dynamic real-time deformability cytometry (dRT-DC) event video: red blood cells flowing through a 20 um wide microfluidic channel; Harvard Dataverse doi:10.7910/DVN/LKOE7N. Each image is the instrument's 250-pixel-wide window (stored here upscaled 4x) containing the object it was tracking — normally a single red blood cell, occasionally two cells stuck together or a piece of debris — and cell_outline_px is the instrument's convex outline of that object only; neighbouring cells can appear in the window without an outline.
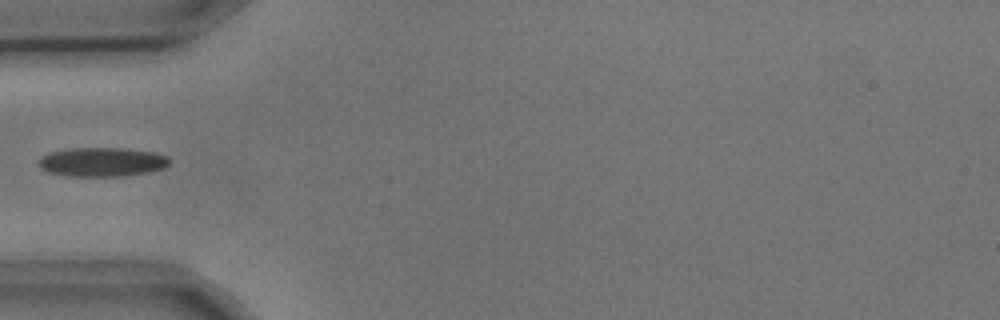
{"species": "common noctule bat (a hibernating species)", "species_latin": "Nyctalus noctula", "temperature_condition": "cold", "stored_images_in_passage": 4, "camera_frame_rate_fps": 3000, "um_per_image_px": 0.085, "animal": {"sex": "male", "body_mass_g": 17.9, "forearm_length_mm": 54.2}, "frame": {"image": 1, "passage_image": 4, "time_ms": 1.0, "image_size_px": [1000, 320], "cell_outline_px": [[172, 160], [164, 168], [124, 176], [68, 176], [48, 172], [40, 168], [36, 164], [40, 156], [48, 152], [68, 148], [124, 148], [152, 152], [168, 156]], "centroid_in_image_um": [8.61, 13.76], "position_along_channel_um": 76.4, "area_um2": 22.37}}